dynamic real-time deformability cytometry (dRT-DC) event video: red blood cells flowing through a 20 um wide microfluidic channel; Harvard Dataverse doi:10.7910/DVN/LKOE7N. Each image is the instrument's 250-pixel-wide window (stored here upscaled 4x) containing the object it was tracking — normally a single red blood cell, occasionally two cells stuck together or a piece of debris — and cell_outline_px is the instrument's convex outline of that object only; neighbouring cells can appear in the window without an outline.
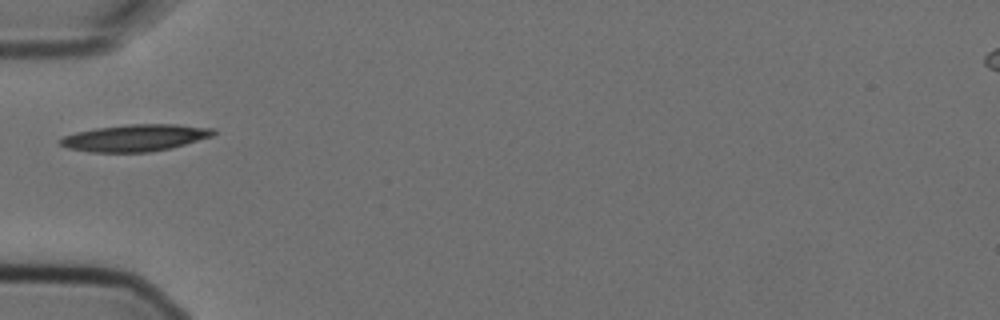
{"species": "Egyptian fruit bat (a non-hibernating species)", "species_latin": "Rousettus aegyptiacus", "temperature_condition": "cold", "stored_images_in_passage": 6, "camera_frame_rate_fps": 3000, "um_per_image_px": 0.085, "animal": {"sex": "female"}, "frame": {"image": 1, "passage_image": 1, "time_ms": 0.0, "image_size_px": [1000, 320], "cell_outline_px": [[216, 132], [212, 136], [184, 144], [168, 148], [148, 152], [88, 152], [68, 148], [60, 144], [56, 140], [64, 136], [76, 132], [96, 128], [128, 124], [176, 124], [212, 128]], "centroid_in_image_um": [11.44, 11.71], "position_along_channel_um": 73.6, "area_um2": 23.81}}
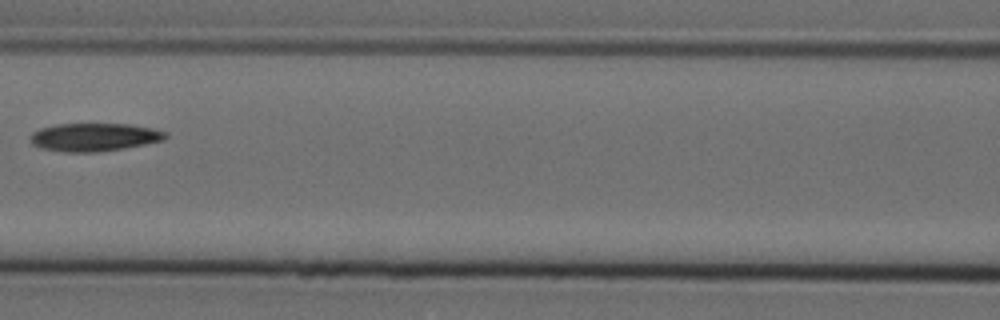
{"frame": {"image": 2, "passage_image": 3, "time_ms": 0.667, "image_size_px": [1000, 320], "cell_outline_px": [[168, 136], [164, 140], [124, 148], [96, 152], [64, 152], [40, 148], [32, 144], [28, 140], [28, 136], [32, 132], [40, 128], [56, 124], [128, 124], [152, 128], [168, 132]], "centroid_in_image_um": [7.97, 11.65], "position_along_channel_um": 158.6, "area_um2": 22.31}}
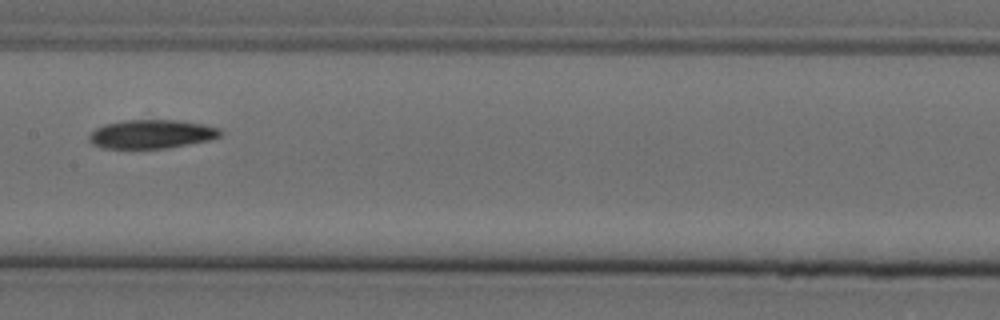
{"frame": {"image": 3, "passage_image": 4, "time_ms": 1.0, "image_size_px": [1000, 320], "cell_outline_px": [[224, 132], [220, 136], [208, 140], [168, 148], [104, 148], [92, 144], [88, 140], [88, 136], [96, 128], [104, 124], [120, 120], [176, 120], [204, 124], [220, 128]], "centroid_in_image_um": [12.88, 11.39], "position_along_channel_um": 194.5, "area_um2": 22.08}}